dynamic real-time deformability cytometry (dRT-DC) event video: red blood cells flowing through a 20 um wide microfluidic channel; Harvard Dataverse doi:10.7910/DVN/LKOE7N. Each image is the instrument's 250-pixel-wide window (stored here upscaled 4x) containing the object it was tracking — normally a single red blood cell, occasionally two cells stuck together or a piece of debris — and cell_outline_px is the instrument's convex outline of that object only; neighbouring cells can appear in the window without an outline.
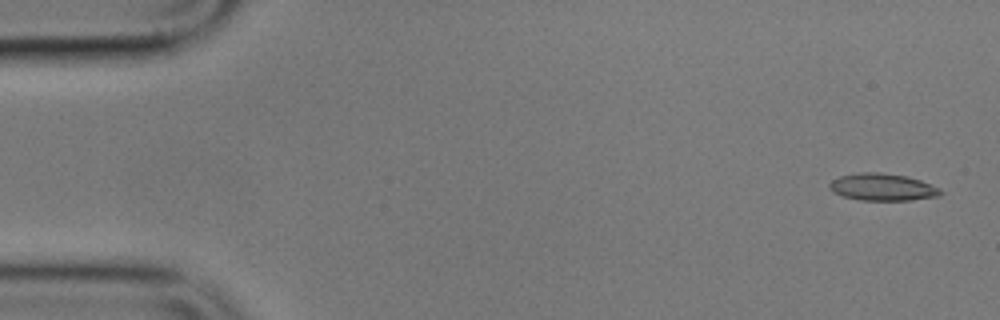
{"species": "common noctule bat (a hibernating species)", "species_latin": "Nyctalus noctula", "temperature_condition": "cold", "stored_images_in_passage": 4, "camera_frame_rate_fps": 3000, "um_per_image_px": 0.085, "animal": {"sex": "male", "body_mass_g": 17.9}, "frame": {"image": 1, "passage_image": 1, "time_ms": 0.0, "image_size_px": [1000, 320], "cell_outline_px": [[944, 192], [940, 196], [908, 200], [860, 200], [844, 196], [832, 192], [828, 188], [828, 184], [832, 180], [840, 176], [860, 172], [880, 172], [908, 176], [920, 180], [940, 188]], "centroid_in_image_um": [75.01, 15.9], "position_along_channel_um": 10.0, "area_um2": 17.69}}
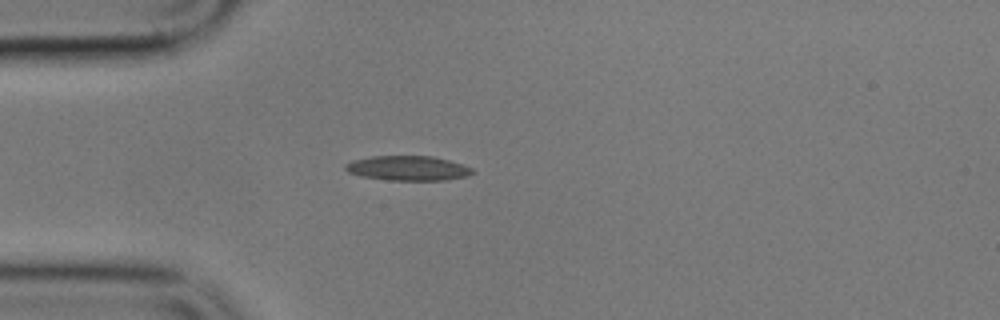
{"frame": {"image": 2, "passage_image": 4, "time_ms": 4.333, "image_size_px": [1000, 320], "cell_outline_px": [[476, 172], [468, 176], [444, 180], [388, 180], [360, 176], [348, 172], [344, 168], [344, 164], [352, 160], [372, 156], [432, 156], [448, 160], [472, 168]], "centroid_in_image_um": [34.65, 14.3], "position_along_channel_um": 50.4, "area_um2": 18.32}}